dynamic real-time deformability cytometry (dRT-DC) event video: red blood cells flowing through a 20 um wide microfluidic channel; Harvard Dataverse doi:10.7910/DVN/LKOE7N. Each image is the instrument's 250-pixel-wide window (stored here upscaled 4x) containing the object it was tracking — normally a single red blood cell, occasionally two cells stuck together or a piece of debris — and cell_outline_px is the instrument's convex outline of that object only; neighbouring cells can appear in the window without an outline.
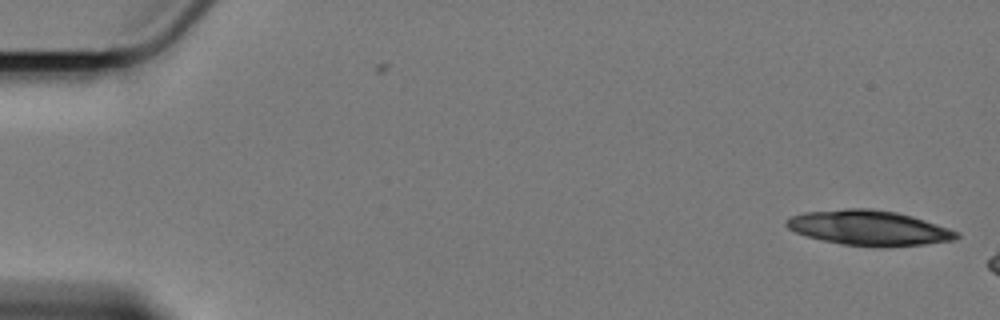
{"species": "Egyptian fruit bat (a non-hibernating species)", "species_latin": "Rousettus aegyptiacus", "temperature_condition": "cold", "stored_images_in_passage": 8, "camera_frame_rate_fps": 3000, "um_per_image_px": 0.085, "animal": {"sex": "female"}, "frame": {"image": 1, "passage_image": 1, "time_ms": 0.0, "image_size_px": [1000, 320], "cell_outline_px": [[960, 236], [952, 240], [924, 244], [840, 244], [808, 236], [796, 232], [788, 228], [784, 224], [792, 216], [804, 212], [848, 208], [872, 208], [896, 212], [912, 216], [960, 232]], "centroid_in_image_um": [73.84, 19.32], "position_along_channel_um": 11.2, "area_um2": 33.47}}